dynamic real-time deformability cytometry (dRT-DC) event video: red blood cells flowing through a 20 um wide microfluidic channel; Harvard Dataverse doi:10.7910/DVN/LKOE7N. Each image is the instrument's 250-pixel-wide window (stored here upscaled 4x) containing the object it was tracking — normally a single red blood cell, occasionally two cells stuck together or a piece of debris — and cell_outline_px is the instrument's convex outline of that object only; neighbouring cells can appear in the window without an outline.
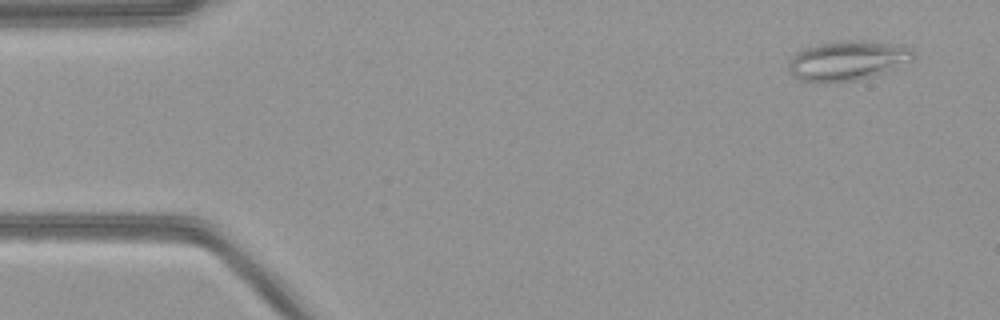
{"species": "common noctule bat (a hibernating species)", "species_latin": "Nyctalus noctula", "temperature_condition": "warm", "stored_images_in_passage": 44, "camera_frame_rate_fps": 3000, "um_per_image_px": 0.085, "animal": {"sex": "female", "body_mass_g": 21.9}, "frame": {"image": 1, "passage_image": 3, "time_ms": 0.667, "image_size_px": [1000, 320], "cell_outline_px": [[916, 56], [912, 60], [884, 72], [856, 80], [800, 80], [788, 68], [788, 60], [796, 52], [804, 48], [816, 44], [840, 40], [860, 40], [908, 44], [912, 48]], "centroid_in_image_um": [72.11, 5.08], "position_along_channel_um": 12.9, "area_um2": 28.61}}
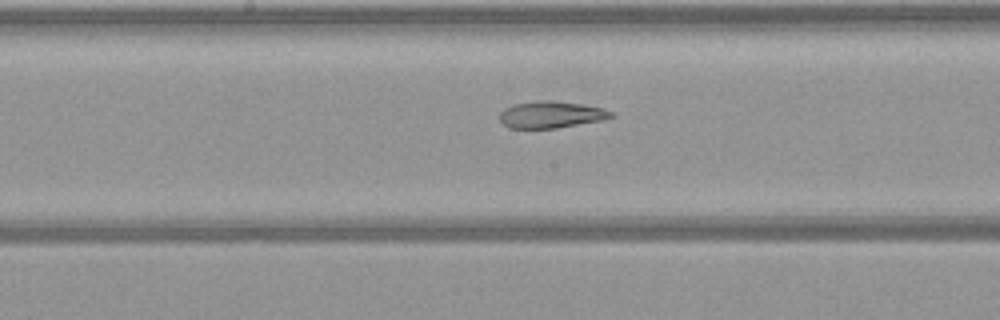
{"frame": {"image": 2, "passage_image": 26, "time_ms": 8.333, "image_size_px": [1000, 320], "cell_outline_px": [[616, 116], [604, 120], [556, 128], [508, 128], [500, 120], [500, 112], [504, 108], [512, 104], [548, 100], [580, 104], [604, 108], [612, 112]], "centroid_in_image_um": [46.86, 9.75], "position_along_channel_um": 201.3, "area_um2": 17.34}}
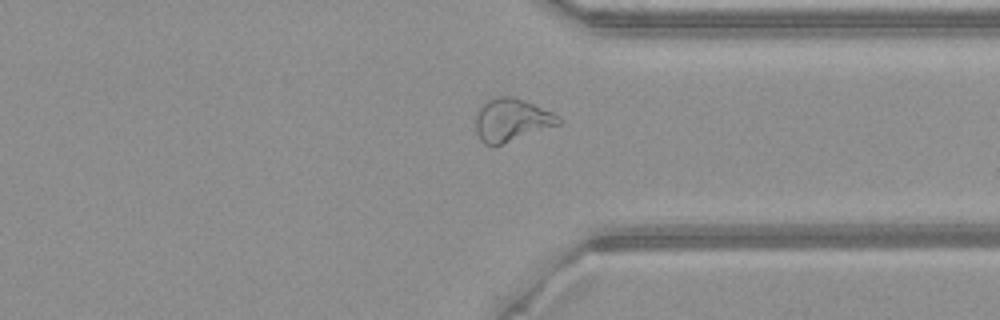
{"frame": {"image": 3, "passage_image": 39, "time_ms": 12.667, "image_size_px": [1000, 320], "cell_outline_px": [[564, 120], [560, 124], [500, 144], [484, 144], [480, 140], [476, 132], [476, 116], [480, 104], [484, 100], [500, 96], [512, 96], [524, 100], [552, 112], [560, 116]], "centroid_in_image_um": [43.47, 10.16], "position_along_channel_um": 367.9, "area_um2": 20.58}}